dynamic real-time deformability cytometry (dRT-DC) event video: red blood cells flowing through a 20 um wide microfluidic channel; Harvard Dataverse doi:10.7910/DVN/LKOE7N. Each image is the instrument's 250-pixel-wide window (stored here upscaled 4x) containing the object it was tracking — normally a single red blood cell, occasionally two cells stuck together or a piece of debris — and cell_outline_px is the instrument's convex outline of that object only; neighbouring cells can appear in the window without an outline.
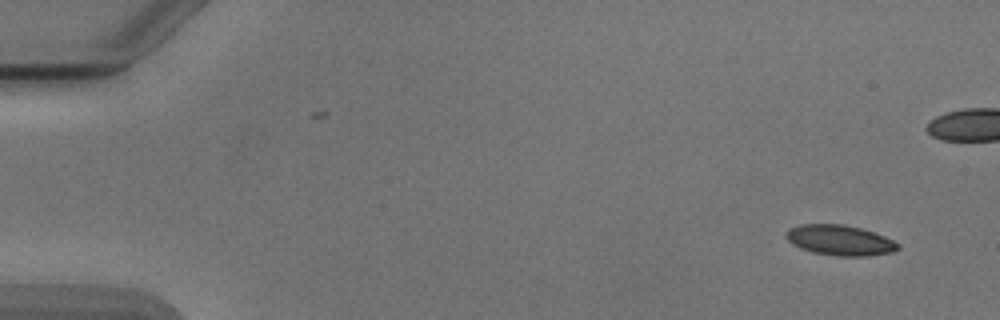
{"species": "Egyptian fruit bat (a non-hibernating species)", "species_latin": "Rousettus aegyptiacus", "temperature_condition": "cold", "stored_images_in_passage": 8, "camera_frame_rate_fps": 3000, "um_per_image_px": 0.085, "animal": {"sex": "male"}, "frame": {"image": 1, "passage_image": 1, "time_ms": 0.0, "image_size_px": [1000, 320], "cell_outline_px": [[900, 248], [892, 252], [868, 256], [836, 256], [812, 252], [800, 248], [792, 244], [784, 236], [784, 232], [788, 228], [800, 224], [844, 224], [860, 228], [884, 236], [900, 244]], "centroid_in_image_um": [71.35, 20.42], "position_along_channel_um": 13.7, "area_um2": 19.94}}
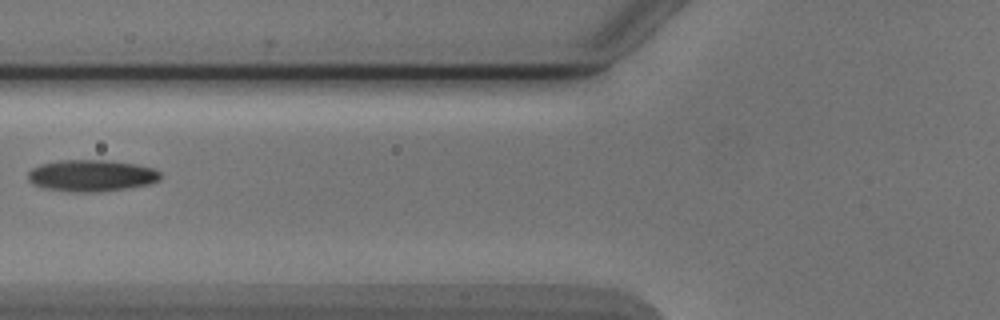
{"frame": {"image": 2, "passage_image": 7, "time_ms": 8.0, "image_size_px": [1000, 320], "cell_outline_px": [[160, 180], [148, 184], [128, 188], [100, 192], [72, 192], [44, 188], [32, 184], [28, 180], [28, 172], [32, 168], [40, 164], [60, 160], [104, 160], [136, 164], [152, 168], [160, 172]], "centroid_in_image_um": [7.75, 14.93], "position_along_channel_um": 118.1, "area_um2": 24.51}}
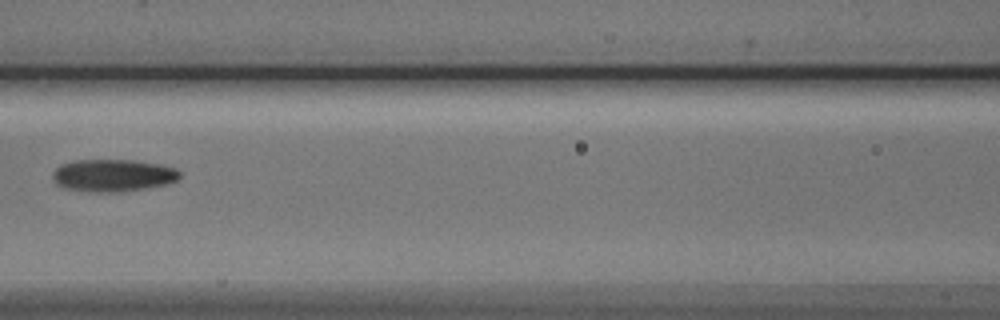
{"frame": {"image": 3, "passage_image": 8, "time_ms": 9.0, "image_size_px": [1000, 320], "cell_outline_px": [[180, 176], [176, 180], [168, 184], [120, 192], [96, 192], [64, 188], [56, 184], [52, 180], [52, 172], [60, 164], [76, 160], [132, 160], [160, 164], [176, 168], [180, 172]], "centroid_in_image_um": [9.58, 14.9], "position_along_channel_um": 157.0, "area_um2": 24.04}}